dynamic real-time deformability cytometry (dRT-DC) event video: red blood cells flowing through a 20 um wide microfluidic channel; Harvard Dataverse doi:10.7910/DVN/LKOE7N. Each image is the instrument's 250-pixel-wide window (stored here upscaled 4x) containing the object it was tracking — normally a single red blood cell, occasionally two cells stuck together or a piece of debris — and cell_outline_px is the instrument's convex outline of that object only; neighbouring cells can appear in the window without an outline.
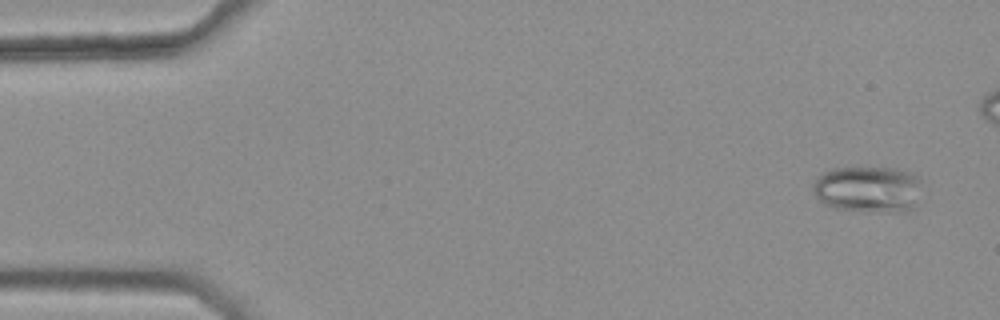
{"species": "common noctule bat (a hibernating species)", "species_latin": "Nyctalus noctula", "temperature_condition": "warm", "stored_images_in_passage": 46, "camera_frame_rate_fps": 3000, "um_per_image_px": 0.085, "animal": {"sex": "female", "body_mass_g": 25.1}, "frame": {"image": 1, "passage_image": 3, "time_ms": 0.667, "image_size_px": [1000, 320], "cell_outline_px": [[920, 180], [916, 208], [908, 212], [860, 212], [836, 208], [824, 204], [816, 196], [812, 188], [812, 184], [816, 176], [832, 168], [892, 168], [912, 172], [920, 176]], "centroid_in_image_um": [73.8, 16.1], "position_along_channel_um": 11.2, "area_um2": 30.11}}
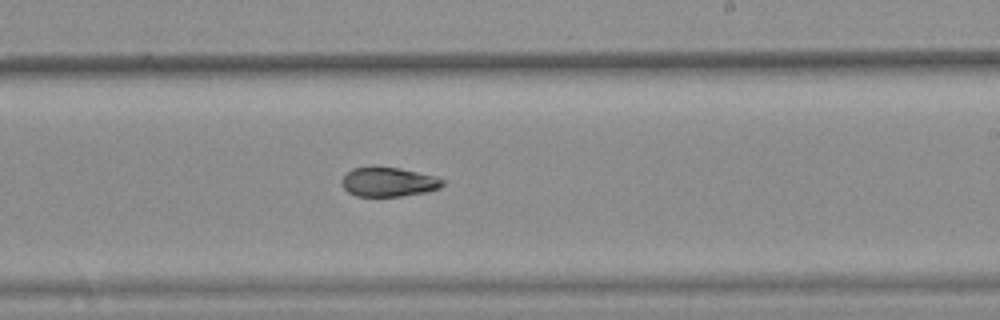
{"frame": {"image": 2, "passage_image": 32, "time_ms": 10.333, "image_size_px": [1000, 320], "cell_outline_px": [[444, 184], [440, 188], [428, 192], [400, 196], [356, 196], [348, 192], [340, 184], [340, 180], [352, 168], [400, 168], [436, 176], [444, 180]], "centroid_in_image_um": [33.04, 15.48], "position_along_channel_um": 256.0, "area_um2": 17.11}}
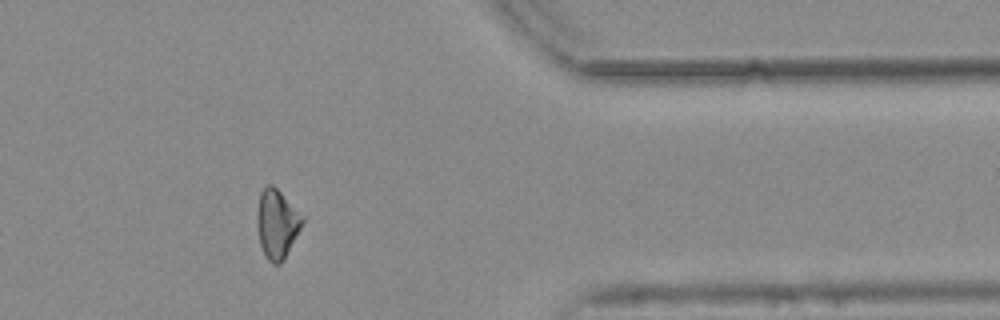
{"frame": {"image": 3, "passage_image": 44, "time_ms": 14.333, "image_size_px": [1000, 320], "cell_outline_px": [[304, 220], [284, 260], [280, 264], [272, 264], [268, 260], [260, 244], [256, 224], [256, 216], [260, 192], [268, 184], [272, 184], [304, 216]], "centroid_in_image_um": [23.52, 19.03], "position_along_channel_um": 387.9, "area_um2": 18.09}, "authors_computed_cell_mechanics": {"area_um2": 18.3515, "velocity_mm_per_s": 3.7754, "shape_relaxation_time_tau1_ms": null, "shape_relaxation_time_tau2_ms": 3.2939, "deformation_change_tau1": null, "deformation_change_tau2": 0.0823}}